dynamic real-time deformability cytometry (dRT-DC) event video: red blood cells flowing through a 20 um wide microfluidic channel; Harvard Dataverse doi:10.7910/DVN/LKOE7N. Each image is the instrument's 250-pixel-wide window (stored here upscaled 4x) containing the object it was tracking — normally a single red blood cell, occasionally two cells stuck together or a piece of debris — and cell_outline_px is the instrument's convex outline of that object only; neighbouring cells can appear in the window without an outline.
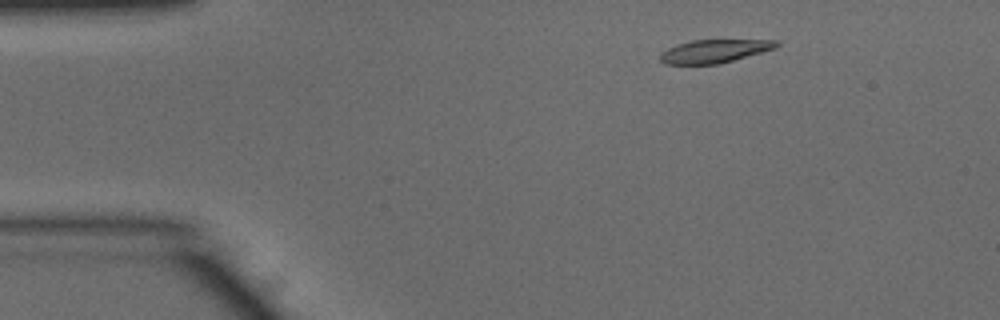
{"species": "common noctule bat (a hibernating species)", "species_latin": "Nyctalus noctula", "temperature_condition": "warm", "stored_images_in_passage": 42, "camera_frame_rate_fps": 3000, "um_per_image_px": 0.085, "animal": {"sex": "male", "body_mass_g": 15.6}, "frame": {"image": 1, "passage_image": 5, "time_ms": 1.333, "image_size_px": [1000, 320], "cell_outline_px": [[780, 44], [776, 48], [720, 64], [664, 64], [660, 60], [660, 52], [676, 44], [692, 40], [776, 40]], "centroid_in_image_um": [60.7, 4.35], "position_along_channel_um": 24.3, "area_um2": 15.78}}
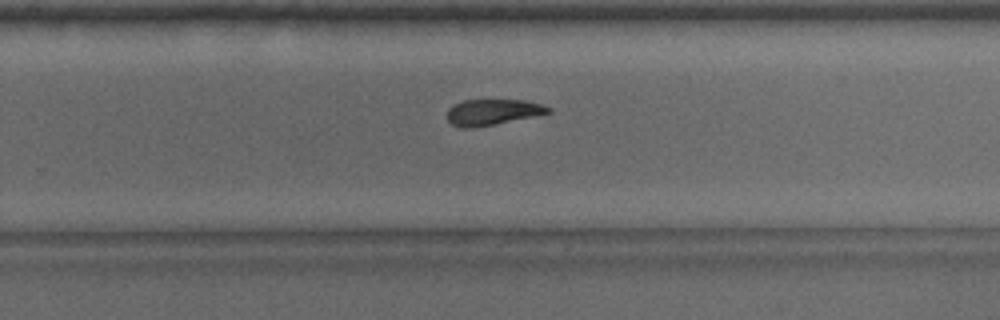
{"frame": {"image": 2, "passage_image": 30, "time_ms": 9.667, "image_size_px": [1000, 320], "cell_outline_px": [[552, 112], [472, 128], [464, 128], [452, 124], [448, 120], [448, 108], [452, 104], [464, 100], [524, 100], [540, 104], [552, 108]], "centroid_in_image_um": [41.84, 9.51], "position_along_channel_um": 288.0, "area_um2": 14.97}}
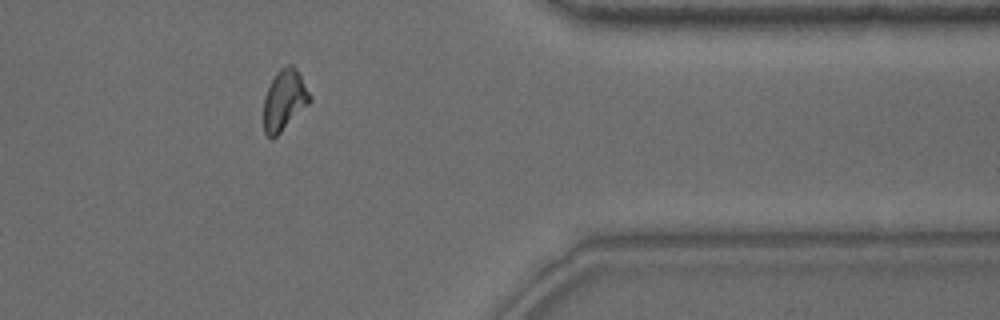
{"frame": {"image": 3, "passage_image": 39, "time_ms": 12.667, "image_size_px": [1000, 320], "cell_outline_px": [[312, 100], [272, 140], [264, 132], [264, 96], [276, 72], [280, 68], [288, 64], [292, 64], [296, 68], [312, 96]], "centroid_in_image_um": [24.17, 8.48], "position_along_channel_um": 387.2, "area_um2": 16.18}, "authors_computed_cell_mechanics": {"area_um2": 16.4152, "velocity_mm_per_s": 3.9429, "shape_relaxation_time_tau1_ms": 3.4641, "shape_relaxation_time_tau2_ms": 3.0864, "deformation_change_tau1": 0.1594, "deformation_change_tau2": 0.1141}}